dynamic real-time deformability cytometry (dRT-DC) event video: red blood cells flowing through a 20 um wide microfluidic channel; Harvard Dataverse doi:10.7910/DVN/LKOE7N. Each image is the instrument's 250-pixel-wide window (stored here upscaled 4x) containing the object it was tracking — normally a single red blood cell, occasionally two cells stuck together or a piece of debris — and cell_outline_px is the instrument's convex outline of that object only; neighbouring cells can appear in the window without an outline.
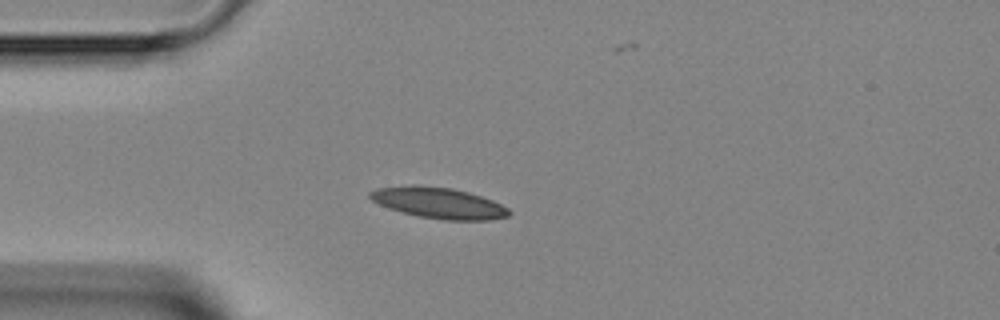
{"species": "Egyptian fruit bat (a non-hibernating species)", "species_latin": "Rousettus aegyptiacus", "temperature_condition": "room temperature", "stored_images_in_passage": 5, "camera_frame_rate_fps": 3000, "um_per_image_px": 0.085, "animal": {"sex": "female"}, "frame": {"image": 1, "passage_image": 3, "time_ms": 2.333, "image_size_px": [1000, 320], "cell_outline_px": [[512, 212], [508, 216], [488, 220], [444, 220], [420, 216], [388, 208], [372, 200], [368, 196], [368, 192], [376, 188], [412, 184], [416, 184], [452, 188], [468, 192], [492, 200], [508, 208]], "centroid_in_image_um": [37.27, 17.23], "position_along_channel_um": 47.7, "area_um2": 25.09}}
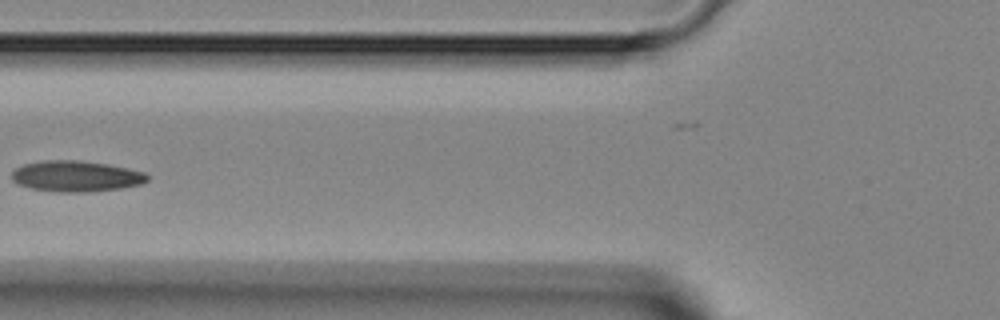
{"frame": {"image": 2, "passage_image": 5, "time_ms": 4.333, "image_size_px": [1000, 320], "cell_outline_px": [[148, 180], [140, 184], [120, 188], [88, 192], [60, 192], [32, 188], [16, 184], [12, 180], [12, 172], [16, 168], [24, 164], [44, 160], [80, 160], [108, 164], [144, 172], [148, 176]], "centroid_in_image_um": [6.44, 14.97], "position_along_channel_um": 119.4, "area_um2": 24.33}}